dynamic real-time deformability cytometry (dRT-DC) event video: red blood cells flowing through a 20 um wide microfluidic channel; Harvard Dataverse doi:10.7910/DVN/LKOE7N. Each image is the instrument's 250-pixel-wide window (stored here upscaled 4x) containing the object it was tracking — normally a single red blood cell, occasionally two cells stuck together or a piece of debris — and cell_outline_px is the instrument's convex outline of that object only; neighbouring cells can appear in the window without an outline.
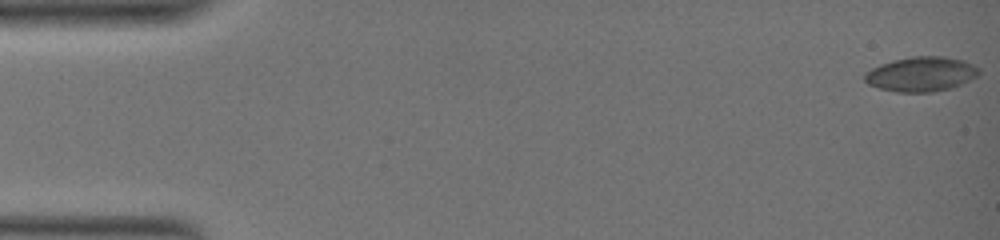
{"species": "common noctule bat (a hibernating species)", "species_latin": "Nyctalus noctula", "temperature_condition": "warm", "stored_images_in_passage": 24, "camera_frame_rate_fps": 3000, "um_per_image_px": 0.085, "animal": {"sex": "female", "body_mass_g": 19.0, "forearm_length_mm": 51.5}, "frame": {"image": 1, "passage_image": 1, "time_ms": 0.0, "image_size_px": [1000, 240], "cell_outline_px": [[980, 72], [976, 76], [960, 84], [948, 88], [932, 92], [896, 92], [880, 88], [868, 84], [864, 80], [864, 72], [880, 64], [892, 60], [912, 56], [944, 56], [964, 60], [980, 68]], "centroid_in_image_um": [78.27, 6.28], "position_along_channel_um": 6.7, "area_um2": 23.06}}
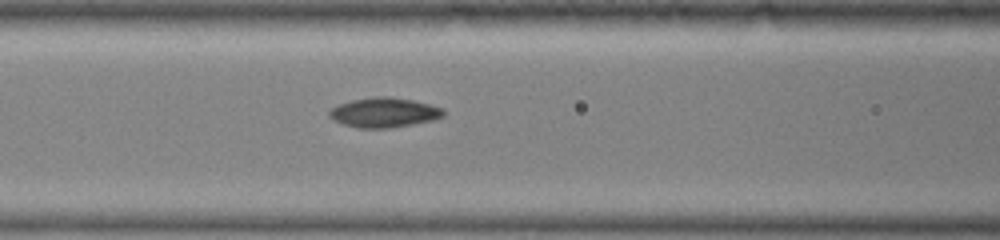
{"frame": {"image": 2, "passage_image": 21, "time_ms": 9.333, "image_size_px": [1000, 240], "cell_outline_px": [[444, 116], [432, 120], [392, 128], [356, 128], [344, 124], [328, 116], [328, 112], [332, 108], [340, 104], [352, 100], [372, 96], [388, 96], [412, 100], [444, 108]], "centroid_in_image_um": [32.65, 9.56], "position_along_channel_um": 134.0, "area_um2": 19.71}}
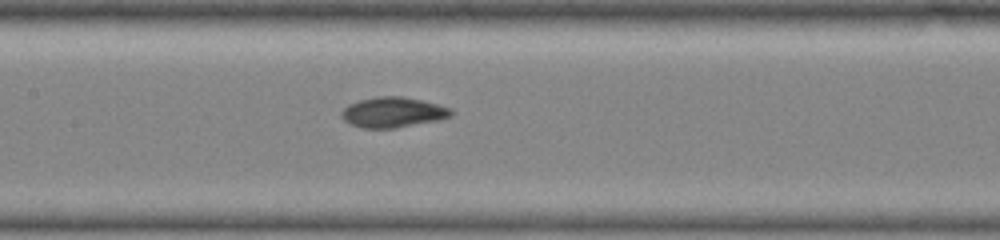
{"frame": {"image": 3, "passage_image": 24, "time_ms": 10.667, "image_size_px": [1000, 240], "cell_outline_px": [[452, 116], [440, 120], [396, 128], [360, 128], [344, 120], [340, 116], [340, 112], [348, 104], [360, 100], [376, 96], [400, 96], [420, 100], [452, 108]], "centroid_in_image_um": [33.39, 9.55], "position_along_channel_um": 174.0, "area_um2": 19.42}}